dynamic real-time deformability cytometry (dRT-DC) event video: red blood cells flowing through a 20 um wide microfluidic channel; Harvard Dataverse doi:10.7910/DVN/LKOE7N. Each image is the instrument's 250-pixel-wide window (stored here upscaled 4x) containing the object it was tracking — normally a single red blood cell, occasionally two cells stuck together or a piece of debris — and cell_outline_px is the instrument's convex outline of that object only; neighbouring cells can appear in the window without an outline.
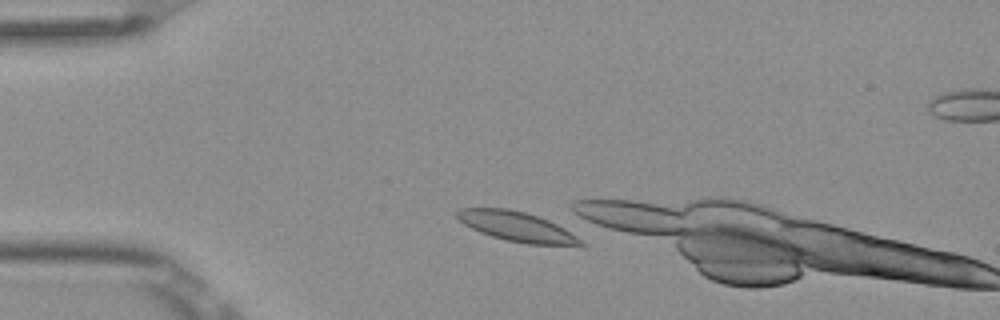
{"species": "Egyptian fruit bat (a non-hibernating species)", "species_latin": "Rousettus aegyptiacus", "temperature_condition": "room temperature", "stored_images_in_passage": 2, "camera_frame_rate_fps": 3000, "um_per_image_px": 0.085, "frame": {"image": 1, "passage_image": 1, "time_ms": 0.0, "image_size_px": [1000, 320], "cell_outline_px": [[588, 244], [584, 248], [528, 244], [508, 240], [492, 236], [480, 232], [464, 224], [456, 216], [456, 212], [460, 208], [508, 208], [524, 212], [548, 220], [564, 228]], "centroid_in_image_um": [44.05, 19.3], "position_along_channel_um": 40.9, "area_um2": 21.73}}